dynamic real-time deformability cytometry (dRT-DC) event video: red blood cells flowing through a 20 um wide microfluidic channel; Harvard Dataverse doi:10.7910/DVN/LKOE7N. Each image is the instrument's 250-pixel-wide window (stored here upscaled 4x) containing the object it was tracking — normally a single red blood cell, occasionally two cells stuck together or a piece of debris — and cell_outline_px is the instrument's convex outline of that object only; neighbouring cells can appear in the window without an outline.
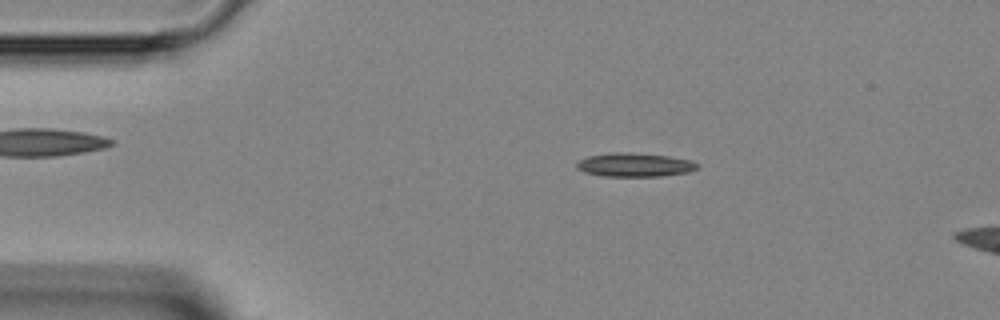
{"species": "Egyptian fruit bat (a non-hibernating species)", "species_latin": "Rousettus aegyptiacus", "temperature_condition": "room temperature", "stored_images_in_passage": 10, "camera_frame_rate_fps": 3000, "um_per_image_px": 0.085, "animal": {"sex": "female"}, "frame": {"image": 1, "passage_image": 5, "time_ms": 1.333, "image_size_px": [1000, 320], "cell_outline_px": [[700, 164], [696, 168], [688, 172], [660, 176], [604, 176], [584, 172], [576, 168], [576, 164], [580, 160], [588, 156], [608, 152], [628, 152], [668, 156], [692, 160]], "centroid_in_image_um": [53.93, 14.0], "position_along_channel_um": 31.1, "area_um2": 16.7}}